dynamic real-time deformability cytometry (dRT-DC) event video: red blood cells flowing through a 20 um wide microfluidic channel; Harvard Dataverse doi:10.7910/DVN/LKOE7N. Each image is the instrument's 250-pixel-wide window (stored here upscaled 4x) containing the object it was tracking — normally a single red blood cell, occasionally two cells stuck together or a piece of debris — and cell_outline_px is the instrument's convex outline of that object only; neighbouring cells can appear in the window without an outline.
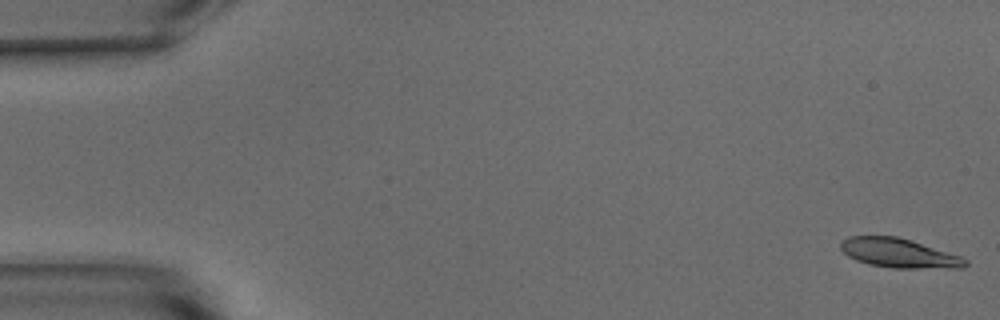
{"species": "common noctule bat (a hibernating species)", "species_latin": "Nyctalus noctula", "temperature_condition": "warm", "stored_images_in_passage": 53, "camera_frame_rate_fps": 3000, "um_per_image_px": 0.085, "animal": {"sex": "male", "body_mass_g": 15.6}, "frame": {"image": 1, "passage_image": 1, "time_ms": 0.0, "image_size_px": [1000, 320], "cell_outline_px": [[968, 264], [964, 268], [892, 268], [868, 264], [856, 260], [848, 256], [840, 248], [840, 240], [848, 236], [896, 236], [912, 240], [960, 256], [968, 260]], "centroid_in_image_um": [76.4, 21.51], "position_along_channel_um": 8.6, "area_um2": 21.39}}
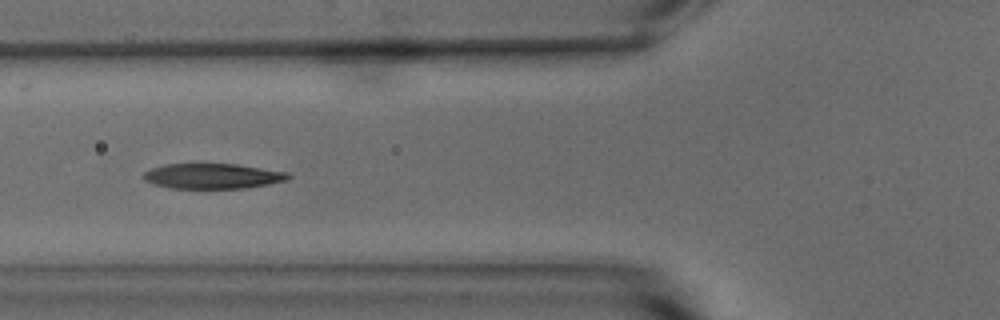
{"frame": {"image": 2, "passage_image": 20, "time_ms": 6.333, "image_size_px": [1000, 320], "cell_outline_px": [[292, 176], [288, 180], [268, 184], [244, 188], [168, 188], [144, 180], [144, 172], [152, 168], [164, 164], [236, 164], [288, 172]], "centroid_in_image_um": [18.1, 14.96], "position_along_channel_um": 107.7, "area_um2": 21.15}}
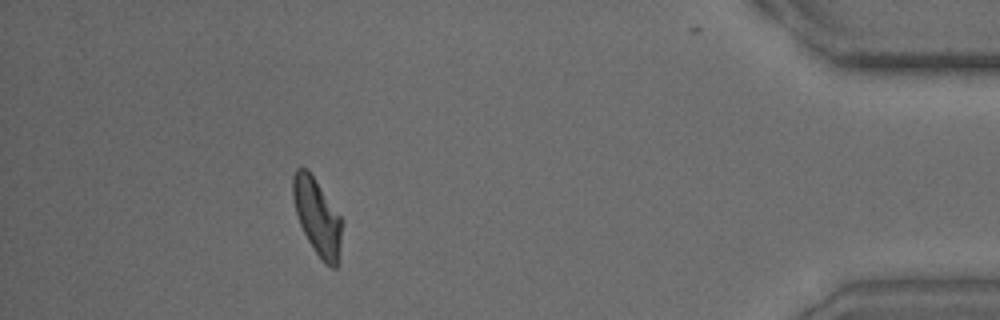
{"frame": {"image": 3, "passage_image": 48, "time_ms": 15.667, "image_size_px": [1000, 320], "cell_outline_px": [[344, 220], [336, 268], [332, 268], [324, 264], [308, 240], [300, 224], [296, 212], [292, 196], [292, 176], [296, 168], [308, 168]], "centroid_in_image_um": [26.97, 18.39], "position_along_channel_um": 408.2, "area_um2": 21.96}, "authors_computed_cell_mechanics": {"area_um2": 22.0796, "velocity_mm_per_s": 3.7804, "shape_relaxation_time_tau1_ms": 3.8779, "shape_relaxation_time_tau2_ms": 1.7038, "deformation_change_tau1": 0.1699, "deformation_change_tau2": 0.0873}}